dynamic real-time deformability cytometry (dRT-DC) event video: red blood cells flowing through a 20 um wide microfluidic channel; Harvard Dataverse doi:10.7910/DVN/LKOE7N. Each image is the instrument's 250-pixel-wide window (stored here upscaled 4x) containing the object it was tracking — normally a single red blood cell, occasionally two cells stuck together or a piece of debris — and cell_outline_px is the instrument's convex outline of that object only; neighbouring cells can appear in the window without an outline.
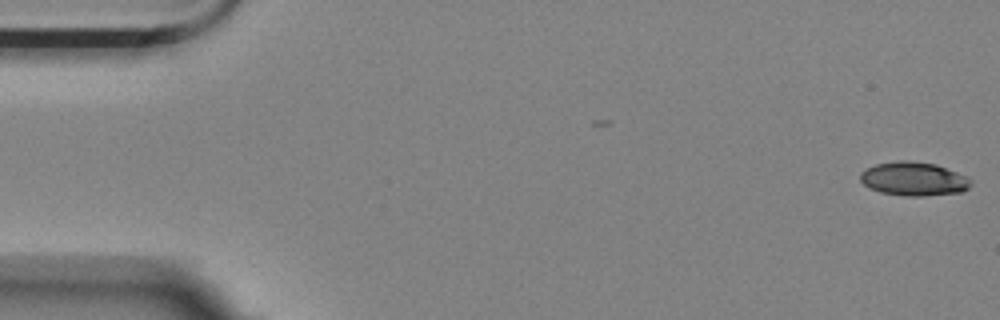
{"species": "Egyptian fruit bat (a non-hibernating species)", "species_latin": "Rousettus aegyptiacus", "temperature_condition": "room temperature", "stored_images_in_passage": 5, "camera_frame_rate_fps": 3000, "um_per_image_px": 0.085, "animal": {"sex": "female"}, "frame": {"image": 1, "passage_image": 1, "time_ms": 0.0, "image_size_px": [1000, 320], "cell_outline_px": [[972, 184], [968, 188], [960, 192], [924, 196], [904, 196], [880, 192], [868, 188], [860, 180], [860, 172], [876, 164], [896, 160], [908, 160], [936, 164], [968, 176], [972, 180]], "centroid_in_image_um": [77.67, 15.2], "position_along_channel_um": 7.3, "area_um2": 21.96}}
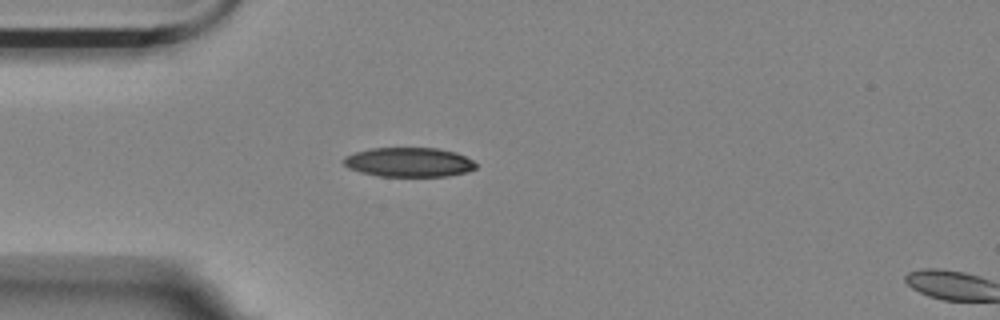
{"frame": {"image": 2, "passage_image": 4, "time_ms": 4.667, "image_size_px": [1000, 320], "cell_outline_px": [[476, 168], [468, 172], [448, 176], [380, 176], [360, 172], [348, 168], [340, 160], [344, 156], [356, 152], [372, 148], [436, 148], [456, 152], [472, 160], [476, 164]], "centroid_in_image_um": [34.74, 13.79], "position_along_channel_um": 50.3, "area_um2": 22.72}}